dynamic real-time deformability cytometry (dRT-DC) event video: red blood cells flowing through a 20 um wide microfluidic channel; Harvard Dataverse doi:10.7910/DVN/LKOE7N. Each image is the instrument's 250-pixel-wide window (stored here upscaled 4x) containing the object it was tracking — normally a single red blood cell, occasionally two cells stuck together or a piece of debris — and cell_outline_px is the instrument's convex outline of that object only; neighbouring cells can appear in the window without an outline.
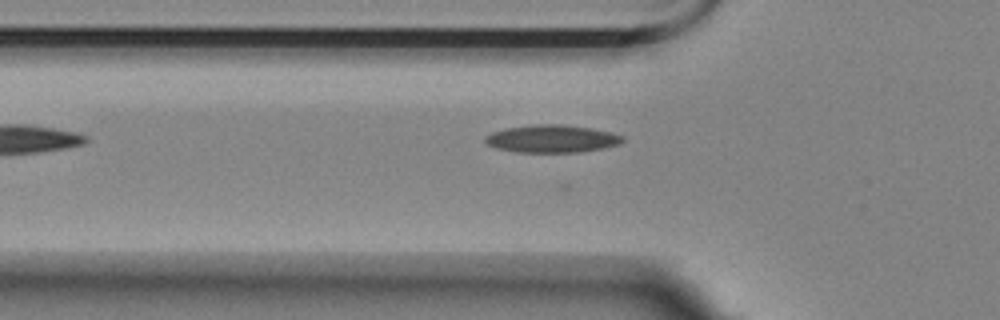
{"species": "Egyptian fruit bat (a non-hibernating species)", "species_latin": "Rousettus aegyptiacus", "temperature_condition": "room temperature", "stored_images_in_passage": 19, "camera_frame_rate_fps": 3000, "um_per_image_px": 0.085, "animal": {"sex": "female"}, "frame": {"image": 1, "passage_image": 3, "time_ms": 0.667, "image_size_px": [1000, 320], "cell_outline_px": [[624, 140], [620, 144], [604, 148], [580, 152], [516, 152], [496, 148], [484, 144], [484, 136], [492, 132], [504, 128], [532, 124], [560, 124], [592, 128], [612, 132], [624, 136]], "centroid_in_image_um": [46.89, 11.79], "position_along_channel_um": 78.9, "area_um2": 22.48}}
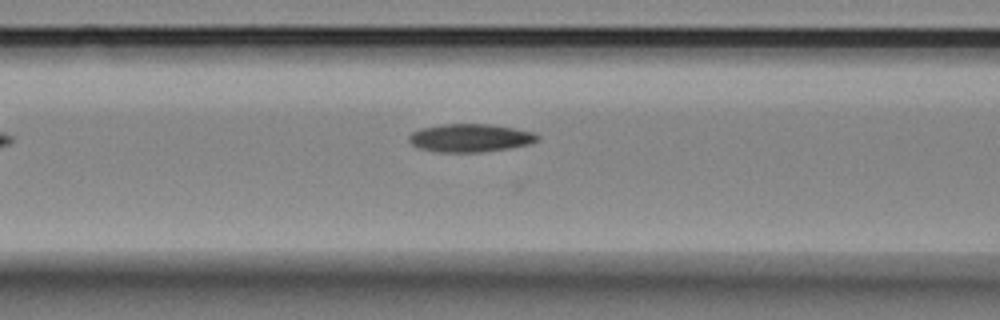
{"frame": {"image": 2, "passage_image": 7, "time_ms": 2.0, "image_size_px": [1000, 320], "cell_outline_px": [[540, 140], [532, 144], [508, 148], [480, 152], [436, 152], [420, 148], [412, 144], [408, 140], [408, 136], [412, 132], [420, 128], [444, 124], [488, 124], [536, 132], [540, 136]], "centroid_in_image_um": [40.0, 11.72], "position_along_channel_um": 126.6, "area_um2": 21.15}}
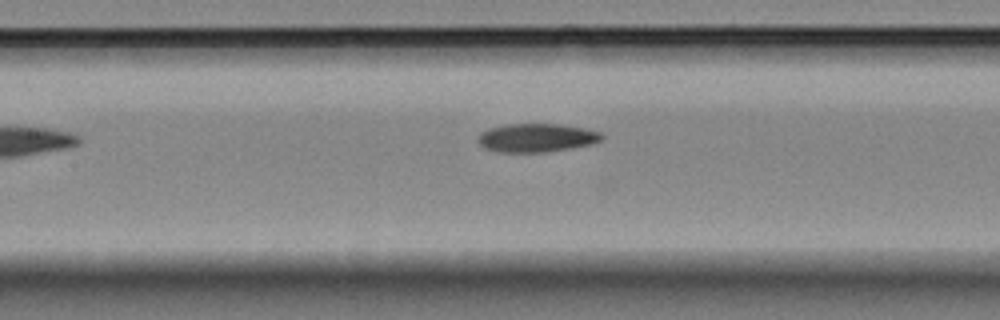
{"frame": {"image": 3, "passage_image": 10, "time_ms": 3.0, "image_size_px": [1000, 320], "cell_outline_px": [[604, 136], [600, 140], [592, 144], [572, 148], [544, 152], [496, 152], [484, 148], [480, 144], [480, 132], [488, 128], [508, 124], [560, 124], [584, 128], [600, 132]], "centroid_in_image_um": [45.61, 11.71], "position_along_channel_um": 161.8, "area_um2": 20.52}}